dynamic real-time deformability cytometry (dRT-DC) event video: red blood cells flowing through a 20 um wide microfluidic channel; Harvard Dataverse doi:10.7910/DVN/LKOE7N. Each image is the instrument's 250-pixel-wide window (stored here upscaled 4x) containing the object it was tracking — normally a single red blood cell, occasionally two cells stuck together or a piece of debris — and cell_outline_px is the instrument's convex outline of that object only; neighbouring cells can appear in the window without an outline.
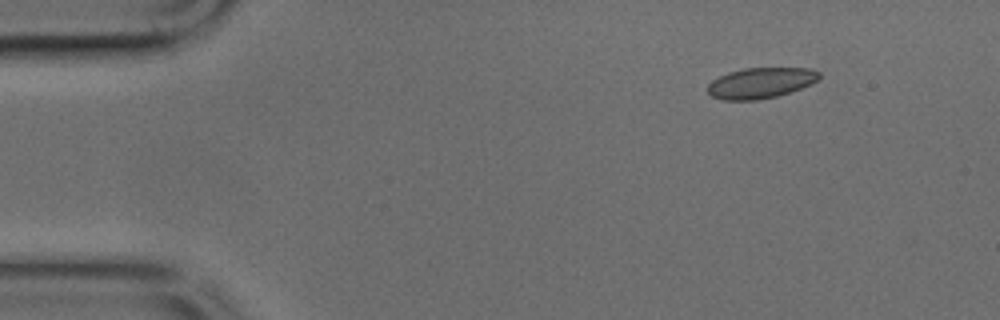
{"species": "common noctule bat (a hibernating species)", "species_latin": "Nyctalus noctula", "temperature_condition": "cold", "stored_images_in_passage": 44, "camera_frame_rate_fps": 3000, "um_per_image_px": 0.085, "animal": {"sex": "male", "body_mass_g": 17.9, "forearm_length_mm": 54.2}, "frame": {"image": 1, "passage_image": 1, "time_ms": 0.0, "image_size_px": [1000, 320], "cell_outline_px": [[820, 76], [812, 84], [776, 96], [756, 100], [724, 100], [712, 96], [708, 92], [708, 84], [712, 80], [728, 72], [744, 68], [812, 68], [820, 72]], "centroid_in_image_um": [64.65, 7.04], "position_along_channel_um": 20.3, "area_um2": 19.83}}
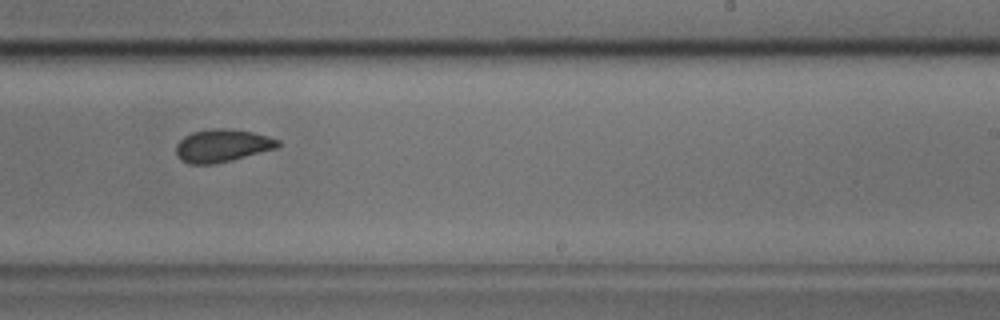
{"frame": {"image": 2, "passage_image": 25, "time_ms": 8.0, "image_size_px": [1000, 320], "cell_outline_px": [[280, 144], [276, 148], [232, 160], [216, 164], [188, 164], [180, 160], [176, 156], [176, 144], [184, 136], [192, 132], [212, 128], [220, 128], [252, 132], [268, 136], [280, 140]], "centroid_in_image_um": [18.85, 12.39], "position_along_channel_um": 270.2, "area_um2": 19.48}}
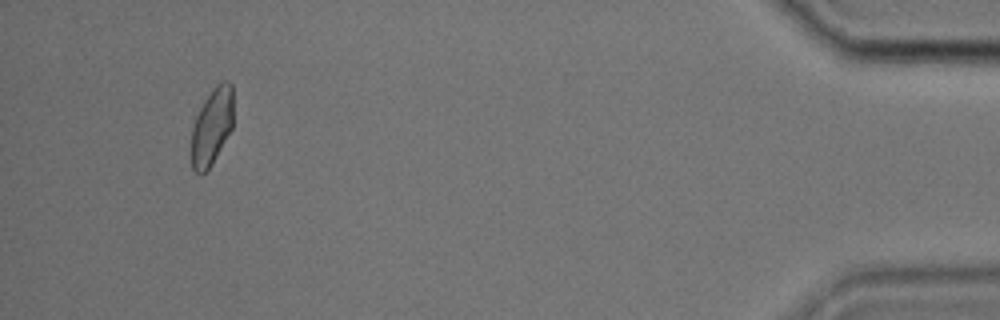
{"frame": {"image": 3, "passage_image": 41, "time_ms": 13.333, "image_size_px": [1000, 320], "cell_outline_px": [[232, 128], [212, 164], [200, 176], [192, 168], [188, 152], [192, 128], [196, 116], [204, 100], [212, 88], [220, 80], [228, 80], [232, 84]], "centroid_in_image_um": [17.96, 10.78], "position_along_channel_um": 417.2, "area_um2": 19.31}}